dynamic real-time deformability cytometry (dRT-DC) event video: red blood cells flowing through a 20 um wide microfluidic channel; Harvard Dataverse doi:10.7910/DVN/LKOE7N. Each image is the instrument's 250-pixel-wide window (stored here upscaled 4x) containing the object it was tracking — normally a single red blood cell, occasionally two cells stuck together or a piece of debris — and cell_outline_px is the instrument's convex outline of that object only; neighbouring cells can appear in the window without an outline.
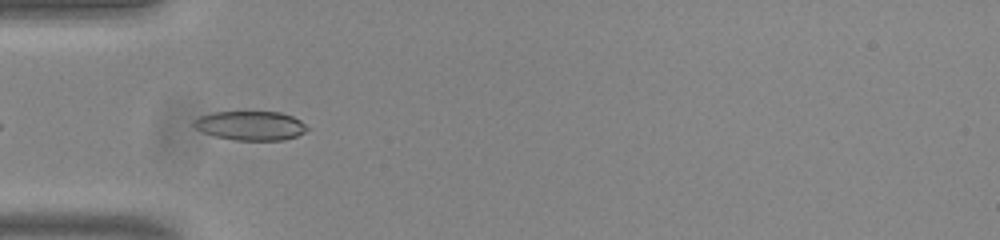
{"species": "common noctule bat (a hibernating species)", "species_latin": "Nyctalus noctula", "temperature_condition": "room temperature", "stored_images_in_passage": 10, "camera_frame_rate_fps": 3000, "um_per_image_px": 0.085, "animal": {"sex": "male", "body_mass_g": 20.0, "forearm_length_mm": 53.3}, "frame": {"image": 1, "passage_image": 4, "time_ms": 1.0, "image_size_px": [1000, 240], "cell_outline_px": [[308, 128], [304, 132], [296, 136], [284, 140], [236, 140], [216, 136], [204, 132], [196, 128], [192, 124], [200, 116], [212, 112], [280, 112], [292, 116], [300, 120]], "centroid_in_image_um": [21.31, 10.68], "position_along_channel_um": 63.7, "area_um2": 19.02}}
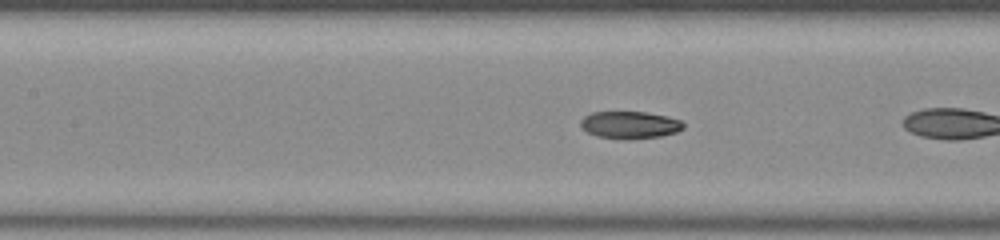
{"frame": {"image": 2, "passage_image": 9, "time_ms": 2.667, "image_size_px": [1000, 240], "cell_outline_px": [[684, 128], [676, 132], [660, 136], [628, 140], [624, 140], [596, 136], [580, 128], [580, 120], [584, 116], [592, 112], [648, 112], [668, 116], [680, 120], [684, 124]], "centroid_in_image_um": [53.52, 10.62], "position_along_channel_um": 153.9, "area_um2": 16.59}}